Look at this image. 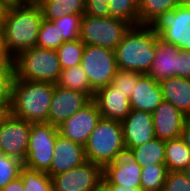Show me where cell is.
<instances>
[{"label":"cell","instance_id":"cell-46","mask_svg":"<svg viewBox=\"0 0 190 191\" xmlns=\"http://www.w3.org/2000/svg\"><path fill=\"white\" fill-rule=\"evenodd\" d=\"M185 176L190 179V163L182 170Z\"/></svg>","mask_w":190,"mask_h":191},{"label":"cell","instance_id":"cell-6","mask_svg":"<svg viewBox=\"0 0 190 191\" xmlns=\"http://www.w3.org/2000/svg\"><path fill=\"white\" fill-rule=\"evenodd\" d=\"M130 27L129 23L117 18L84 14L81 18L79 39L84 45L99 46L114 51Z\"/></svg>","mask_w":190,"mask_h":191},{"label":"cell","instance_id":"cell-14","mask_svg":"<svg viewBox=\"0 0 190 191\" xmlns=\"http://www.w3.org/2000/svg\"><path fill=\"white\" fill-rule=\"evenodd\" d=\"M92 99L84 92L61 88L54 84L48 123L59 127L66 119L87 105Z\"/></svg>","mask_w":190,"mask_h":191},{"label":"cell","instance_id":"cell-5","mask_svg":"<svg viewBox=\"0 0 190 191\" xmlns=\"http://www.w3.org/2000/svg\"><path fill=\"white\" fill-rule=\"evenodd\" d=\"M125 148L120 121L102 118L84 145L86 159L104 167L115 155Z\"/></svg>","mask_w":190,"mask_h":191},{"label":"cell","instance_id":"cell-18","mask_svg":"<svg viewBox=\"0 0 190 191\" xmlns=\"http://www.w3.org/2000/svg\"><path fill=\"white\" fill-rule=\"evenodd\" d=\"M93 100L99 108L101 117L105 119L121 122L131 111L129 99L111 84L99 88Z\"/></svg>","mask_w":190,"mask_h":191},{"label":"cell","instance_id":"cell-9","mask_svg":"<svg viewBox=\"0 0 190 191\" xmlns=\"http://www.w3.org/2000/svg\"><path fill=\"white\" fill-rule=\"evenodd\" d=\"M80 65L95 92L111 84L118 70L114 51L99 46L85 45Z\"/></svg>","mask_w":190,"mask_h":191},{"label":"cell","instance_id":"cell-35","mask_svg":"<svg viewBox=\"0 0 190 191\" xmlns=\"http://www.w3.org/2000/svg\"><path fill=\"white\" fill-rule=\"evenodd\" d=\"M164 191H190V179L182 171H168Z\"/></svg>","mask_w":190,"mask_h":191},{"label":"cell","instance_id":"cell-26","mask_svg":"<svg viewBox=\"0 0 190 191\" xmlns=\"http://www.w3.org/2000/svg\"><path fill=\"white\" fill-rule=\"evenodd\" d=\"M180 5V0H139V25L150 26L164 12Z\"/></svg>","mask_w":190,"mask_h":191},{"label":"cell","instance_id":"cell-34","mask_svg":"<svg viewBox=\"0 0 190 191\" xmlns=\"http://www.w3.org/2000/svg\"><path fill=\"white\" fill-rule=\"evenodd\" d=\"M142 73L130 70H117L111 81V85L121 91L128 99L133 93V89Z\"/></svg>","mask_w":190,"mask_h":191},{"label":"cell","instance_id":"cell-27","mask_svg":"<svg viewBox=\"0 0 190 191\" xmlns=\"http://www.w3.org/2000/svg\"><path fill=\"white\" fill-rule=\"evenodd\" d=\"M110 17L124 20L131 26L139 25V0H110Z\"/></svg>","mask_w":190,"mask_h":191},{"label":"cell","instance_id":"cell-33","mask_svg":"<svg viewBox=\"0 0 190 191\" xmlns=\"http://www.w3.org/2000/svg\"><path fill=\"white\" fill-rule=\"evenodd\" d=\"M24 167L22 161L0 153V189L20 176V170Z\"/></svg>","mask_w":190,"mask_h":191},{"label":"cell","instance_id":"cell-44","mask_svg":"<svg viewBox=\"0 0 190 191\" xmlns=\"http://www.w3.org/2000/svg\"><path fill=\"white\" fill-rule=\"evenodd\" d=\"M30 2V0H0V4L3 8L12 7V6H20Z\"/></svg>","mask_w":190,"mask_h":191},{"label":"cell","instance_id":"cell-32","mask_svg":"<svg viewBox=\"0 0 190 191\" xmlns=\"http://www.w3.org/2000/svg\"><path fill=\"white\" fill-rule=\"evenodd\" d=\"M81 18L82 15L69 14L55 19L52 22L58 27L64 41L69 42L75 41L80 37Z\"/></svg>","mask_w":190,"mask_h":191},{"label":"cell","instance_id":"cell-17","mask_svg":"<svg viewBox=\"0 0 190 191\" xmlns=\"http://www.w3.org/2000/svg\"><path fill=\"white\" fill-rule=\"evenodd\" d=\"M152 117L155 138L161 140L179 138L188 118L165 100L153 111Z\"/></svg>","mask_w":190,"mask_h":191},{"label":"cell","instance_id":"cell-10","mask_svg":"<svg viewBox=\"0 0 190 191\" xmlns=\"http://www.w3.org/2000/svg\"><path fill=\"white\" fill-rule=\"evenodd\" d=\"M102 181L103 167L89 161L51 177L54 191H98Z\"/></svg>","mask_w":190,"mask_h":191},{"label":"cell","instance_id":"cell-2","mask_svg":"<svg viewBox=\"0 0 190 191\" xmlns=\"http://www.w3.org/2000/svg\"><path fill=\"white\" fill-rule=\"evenodd\" d=\"M159 38L150 26H131L114 50L117 68L148 74Z\"/></svg>","mask_w":190,"mask_h":191},{"label":"cell","instance_id":"cell-20","mask_svg":"<svg viewBox=\"0 0 190 191\" xmlns=\"http://www.w3.org/2000/svg\"><path fill=\"white\" fill-rule=\"evenodd\" d=\"M178 51L179 48L159 38L155 45L156 55L148 75L158 83L170 77L177 76Z\"/></svg>","mask_w":190,"mask_h":191},{"label":"cell","instance_id":"cell-38","mask_svg":"<svg viewBox=\"0 0 190 191\" xmlns=\"http://www.w3.org/2000/svg\"><path fill=\"white\" fill-rule=\"evenodd\" d=\"M177 77L190 78V50L178 51Z\"/></svg>","mask_w":190,"mask_h":191},{"label":"cell","instance_id":"cell-13","mask_svg":"<svg viewBox=\"0 0 190 191\" xmlns=\"http://www.w3.org/2000/svg\"><path fill=\"white\" fill-rule=\"evenodd\" d=\"M100 119L99 108L92 99L82 109L66 119L58 127V131L63 137L84 146Z\"/></svg>","mask_w":190,"mask_h":191},{"label":"cell","instance_id":"cell-28","mask_svg":"<svg viewBox=\"0 0 190 191\" xmlns=\"http://www.w3.org/2000/svg\"><path fill=\"white\" fill-rule=\"evenodd\" d=\"M168 169L165 164H150L142 167L141 188L144 191H158L164 188Z\"/></svg>","mask_w":190,"mask_h":191},{"label":"cell","instance_id":"cell-23","mask_svg":"<svg viewBox=\"0 0 190 191\" xmlns=\"http://www.w3.org/2000/svg\"><path fill=\"white\" fill-rule=\"evenodd\" d=\"M164 154L168 171H182L190 163V149L180 137L165 140Z\"/></svg>","mask_w":190,"mask_h":191},{"label":"cell","instance_id":"cell-24","mask_svg":"<svg viewBox=\"0 0 190 191\" xmlns=\"http://www.w3.org/2000/svg\"><path fill=\"white\" fill-rule=\"evenodd\" d=\"M57 86L66 89L78 90L94 99L95 91L91 88L88 75L82 69L81 65L61 70Z\"/></svg>","mask_w":190,"mask_h":191},{"label":"cell","instance_id":"cell-1","mask_svg":"<svg viewBox=\"0 0 190 191\" xmlns=\"http://www.w3.org/2000/svg\"><path fill=\"white\" fill-rule=\"evenodd\" d=\"M42 20V8L36 1L4 8L0 33L5 47L14 58L21 51L36 46Z\"/></svg>","mask_w":190,"mask_h":191},{"label":"cell","instance_id":"cell-4","mask_svg":"<svg viewBox=\"0 0 190 191\" xmlns=\"http://www.w3.org/2000/svg\"><path fill=\"white\" fill-rule=\"evenodd\" d=\"M15 78L25 81L58 82L61 65L56 50L33 47L14 58Z\"/></svg>","mask_w":190,"mask_h":191},{"label":"cell","instance_id":"cell-45","mask_svg":"<svg viewBox=\"0 0 190 191\" xmlns=\"http://www.w3.org/2000/svg\"><path fill=\"white\" fill-rule=\"evenodd\" d=\"M180 5L184 8L190 9V0H180Z\"/></svg>","mask_w":190,"mask_h":191},{"label":"cell","instance_id":"cell-12","mask_svg":"<svg viewBox=\"0 0 190 191\" xmlns=\"http://www.w3.org/2000/svg\"><path fill=\"white\" fill-rule=\"evenodd\" d=\"M141 170L131 149L125 147L103 167V181L109 185L141 187Z\"/></svg>","mask_w":190,"mask_h":191},{"label":"cell","instance_id":"cell-8","mask_svg":"<svg viewBox=\"0 0 190 191\" xmlns=\"http://www.w3.org/2000/svg\"><path fill=\"white\" fill-rule=\"evenodd\" d=\"M150 27L164 42L190 50V9L179 5L160 14Z\"/></svg>","mask_w":190,"mask_h":191},{"label":"cell","instance_id":"cell-11","mask_svg":"<svg viewBox=\"0 0 190 191\" xmlns=\"http://www.w3.org/2000/svg\"><path fill=\"white\" fill-rule=\"evenodd\" d=\"M31 124L13 115L0 123V153L24 162L29 145Z\"/></svg>","mask_w":190,"mask_h":191},{"label":"cell","instance_id":"cell-3","mask_svg":"<svg viewBox=\"0 0 190 191\" xmlns=\"http://www.w3.org/2000/svg\"><path fill=\"white\" fill-rule=\"evenodd\" d=\"M54 84L16 79L11 90V115L31 123H48Z\"/></svg>","mask_w":190,"mask_h":191},{"label":"cell","instance_id":"cell-7","mask_svg":"<svg viewBox=\"0 0 190 191\" xmlns=\"http://www.w3.org/2000/svg\"><path fill=\"white\" fill-rule=\"evenodd\" d=\"M58 127L49 123H32L24 167L47 172L51 167Z\"/></svg>","mask_w":190,"mask_h":191},{"label":"cell","instance_id":"cell-29","mask_svg":"<svg viewBox=\"0 0 190 191\" xmlns=\"http://www.w3.org/2000/svg\"><path fill=\"white\" fill-rule=\"evenodd\" d=\"M85 45L78 38L75 41L64 42L56 49L61 70L80 65Z\"/></svg>","mask_w":190,"mask_h":191},{"label":"cell","instance_id":"cell-16","mask_svg":"<svg viewBox=\"0 0 190 191\" xmlns=\"http://www.w3.org/2000/svg\"><path fill=\"white\" fill-rule=\"evenodd\" d=\"M125 147L141 146L155 138L152 113L131 109L121 121Z\"/></svg>","mask_w":190,"mask_h":191},{"label":"cell","instance_id":"cell-41","mask_svg":"<svg viewBox=\"0 0 190 191\" xmlns=\"http://www.w3.org/2000/svg\"><path fill=\"white\" fill-rule=\"evenodd\" d=\"M0 191H24V186L20 177L16 178L9 182L4 188Z\"/></svg>","mask_w":190,"mask_h":191},{"label":"cell","instance_id":"cell-40","mask_svg":"<svg viewBox=\"0 0 190 191\" xmlns=\"http://www.w3.org/2000/svg\"><path fill=\"white\" fill-rule=\"evenodd\" d=\"M98 191H144L141 187H123L121 185H109L102 181Z\"/></svg>","mask_w":190,"mask_h":191},{"label":"cell","instance_id":"cell-39","mask_svg":"<svg viewBox=\"0 0 190 191\" xmlns=\"http://www.w3.org/2000/svg\"><path fill=\"white\" fill-rule=\"evenodd\" d=\"M0 68H14V57L8 52L0 36Z\"/></svg>","mask_w":190,"mask_h":191},{"label":"cell","instance_id":"cell-30","mask_svg":"<svg viewBox=\"0 0 190 191\" xmlns=\"http://www.w3.org/2000/svg\"><path fill=\"white\" fill-rule=\"evenodd\" d=\"M19 177L22 180L24 191H54L51 176L47 172L23 167Z\"/></svg>","mask_w":190,"mask_h":191},{"label":"cell","instance_id":"cell-47","mask_svg":"<svg viewBox=\"0 0 190 191\" xmlns=\"http://www.w3.org/2000/svg\"><path fill=\"white\" fill-rule=\"evenodd\" d=\"M3 10H4V8H3V6L0 4V18H1V16H2V14H3Z\"/></svg>","mask_w":190,"mask_h":191},{"label":"cell","instance_id":"cell-19","mask_svg":"<svg viewBox=\"0 0 190 191\" xmlns=\"http://www.w3.org/2000/svg\"><path fill=\"white\" fill-rule=\"evenodd\" d=\"M129 101L131 109L153 113L163 101L160 84L150 75L142 74Z\"/></svg>","mask_w":190,"mask_h":191},{"label":"cell","instance_id":"cell-22","mask_svg":"<svg viewBox=\"0 0 190 191\" xmlns=\"http://www.w3.org/2000/svg\"><path fill=\"white\" fill-rule=\"evenodd\" d=\"M41 6L43 18L48 21L61 18L69 14L84 15L85 0H36Z\"/></svg>","mask_w":190,"mask_h":191},{"label":"cell","instance_id":"cell-36","mask_svg":"<svg viewBox=\"0 0 190 191\" xmlns=\"http://www.w3.org/2000/svg\"><path fill=\"white\" fill-rule=\"evenodd\" d=\"M14 68H0V101H11Z\"/></svg>","mask_w":190,"mask_h":191},{"label":"cell","instance_id":"cell-37","mask_svg":"<svg viewBox=\"0 0 190 191\" xmlns=\"http://www.w3.org/2000/svg\"><path fill=\"white\" fill-rule=\"evenodd\" d=\"M110 0H85V15L93 17H110Z\"/></svg>","mask_w":190,"mask_h":191},{"label":"cell","instance_id":"cell-31","mask_svg":"<svg viewBox=\"0 0 190 191\" xmlns=\"http://www.w3.org/2000/svg\"><path fill=\"white\" fill-rule=\"evenodd\" d=\"M64 42L65 41L62 34H60L58 27H56L52 21H48L43 18L39 28L36 46L56 50Z\"/></svg>","mask_w":190,"mask_h":191},{"label":"cell","instance_id":"cell-15","mask_svg":"<svg viewBox=\"0 0 190 191\" xmlns=\"http://www.w3.org/2000/svg\"><path fill=\"white\" fill-rule=\"evenodd\" d=\"M86 161L84 146L58 133L55 140L51 167L47 173L51 177L63 174L75 167L81 166Z\"/></svg>","mask_w":190,"mask_h":191},{"label":"cell","instance_id":"cell-42","mask_svg":"<svg viewBox=\"0 0 190 191\" xmlns=\"http://www.w3.org/2000/svg\"><path fill=\"white\" fill-rule=\"evenodd\" d=\"M11 115L10 101H0V123Z\"/></svg>","mask_w":190,"mask_h":191},{"label":"cell","instance_id":"cell-21","mask_svg":"<svg viewBox=\"0 0 190 191\" xmlns=\"http://www.w3.org/2000/svg\"><path fill=\"white\" fill-rule=\"evenodd\" d=\"M163 100L190 118V78L170 77L161 81Z\"/></svg>","mask_w":190,"mask_h":191},{"label":"cell","instance_id":"cell-25","mask_svg":"<svg viewBox=\"0 0 190 191\" xmlns=\"http://www.w3.org/2000/svg\"><path fill=\"white\" fill-rule=\"evenodd\" d=\"M130 149L141 167L150 164H165V140L154 138L141 146Z\"/></svg>","mask_w":190,"mask_h":191},{"label":"cell","instance_id":"cell-43","mask_svg":"<svg viewBox=\"0 0 190 191\" xmlns=\"http://www.w3.org/2000/svg\"><path fill=\"white\" fill-rule=\"evenodd\" d=\"M180 138L190 149V118H187L185 121Z\"/></svg>","mask_w":190,"mask_h":191}]
</instances>
